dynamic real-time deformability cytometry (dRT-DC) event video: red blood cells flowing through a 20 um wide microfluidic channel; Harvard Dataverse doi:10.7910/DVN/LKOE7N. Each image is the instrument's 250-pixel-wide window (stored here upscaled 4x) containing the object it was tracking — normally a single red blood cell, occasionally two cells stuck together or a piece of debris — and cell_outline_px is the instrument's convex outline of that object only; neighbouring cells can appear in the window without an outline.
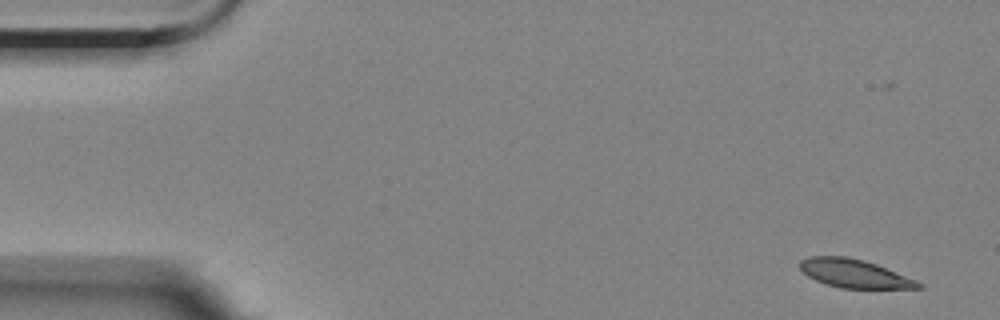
{"species": "Egyptian fruit bat (a non-hibernating species)", "species_latin": "Rousettus aegyptiacus", "temperature_condition": "room temperature", "stored_images_in_passage": 4, "camera_frame_rate_fps": 3000, "um_per_image_px": 0.085, "animal": {"sex": "female"}, "frame": {"image": 1, "passage_image": 1, "time_ms": 0.0, "image_size_px": [1000, 320], "cell_outline_px": [[924, 288], [840, 288], [816, 280], [808, 276], [800, 268], [800, 260], [808, 256], [844, 256], [864, 260], [876, 264], [916, 280], [924, 284]], "centroid_in_image_um": [72.63, 23.24], "position_along_channel_um": 12.4, "area_um2": 19.42}}